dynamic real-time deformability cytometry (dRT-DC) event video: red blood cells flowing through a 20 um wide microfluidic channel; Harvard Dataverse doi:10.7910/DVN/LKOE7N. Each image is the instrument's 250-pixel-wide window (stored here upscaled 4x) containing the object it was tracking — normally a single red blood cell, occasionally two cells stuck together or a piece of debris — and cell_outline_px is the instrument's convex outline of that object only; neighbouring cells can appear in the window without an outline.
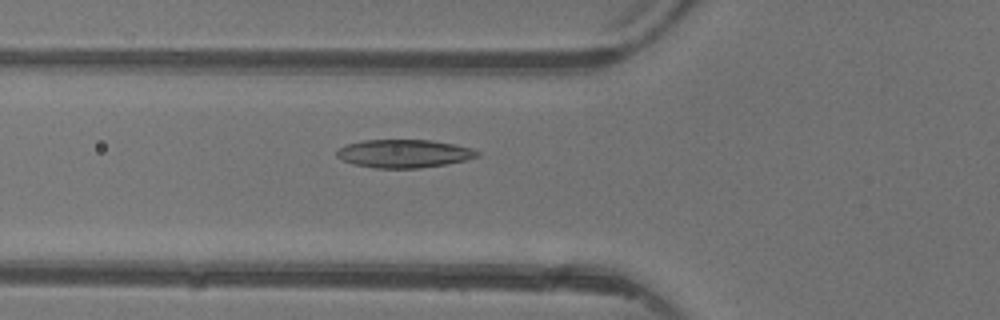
{"species": "common noctule bat (a hibernating species)", "species_latin": "Nyctalus noctula", "temperature_condition": "warm", "stored_images_in_passage": 4, "segment_of_instrument_passage": [2, 2], "camera_frame_rate_fps": 3000, "um_per_image_px": 0.085, "animal": {"sex": "female"}, "frame": {"image": 1, "passage_image": 4, "time_ms": 4.0, "image_size_px": [1000, 320], "cell_outline_px": [[480, 156], [468, 160], [448, 164], [420, 168], [376, 168], [352, 164], [336, 156], [336, 152], [344, 144], [364, 140], [432, 140], [472, 148], [480, 152]], "centroid_in_image_um": [34.36, 13.06], "position_along_channel_um": 91.4, "area_um2": 23.24}}